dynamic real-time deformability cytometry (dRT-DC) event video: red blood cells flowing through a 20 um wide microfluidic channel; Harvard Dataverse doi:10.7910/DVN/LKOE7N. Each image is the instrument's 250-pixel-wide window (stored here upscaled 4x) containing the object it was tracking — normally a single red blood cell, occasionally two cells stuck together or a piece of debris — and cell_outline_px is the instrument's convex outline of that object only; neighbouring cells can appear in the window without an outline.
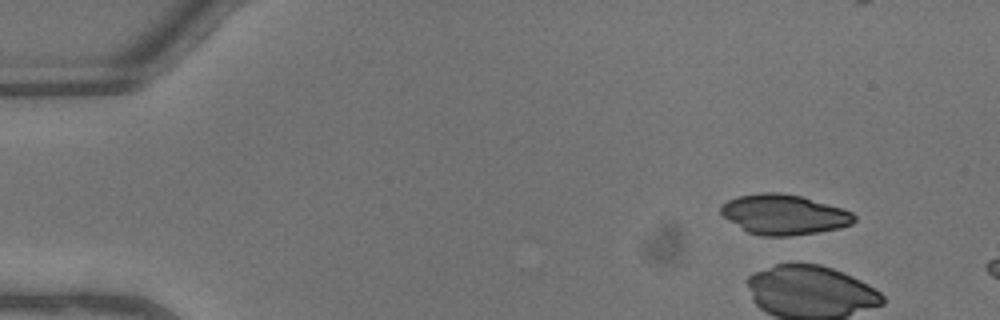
{"species": "common noctule bat (a hibernating species)", "species_latin": "Nyctalus noctula", "temperature_condition": "warm", "stored_images_in_passage": 4, "camera_frame_rate_fps": 3000, "um_per_image_px": 0.085, "animal": {"sex": "male", "body_mass_g": 13.3}, "frame": {"image": 1, "passage_image": 1, "time_ms": 0.0, "image_size_px": [1000, 320], "cell_outline_px": [[856, 220], [852, 224], [840, 228], [792, 236], [760, 236], [748, 232], [728, 220], [720, 212], [720, 204], [736, 196], [760, 192], [780, 192], [800, 196], [840, 208], [852, 212], [856, 216]], "centroid_in_image_um": [66.6, 18.23], "position_along_channel_um": 18.4, "area_um2": 31.15}}